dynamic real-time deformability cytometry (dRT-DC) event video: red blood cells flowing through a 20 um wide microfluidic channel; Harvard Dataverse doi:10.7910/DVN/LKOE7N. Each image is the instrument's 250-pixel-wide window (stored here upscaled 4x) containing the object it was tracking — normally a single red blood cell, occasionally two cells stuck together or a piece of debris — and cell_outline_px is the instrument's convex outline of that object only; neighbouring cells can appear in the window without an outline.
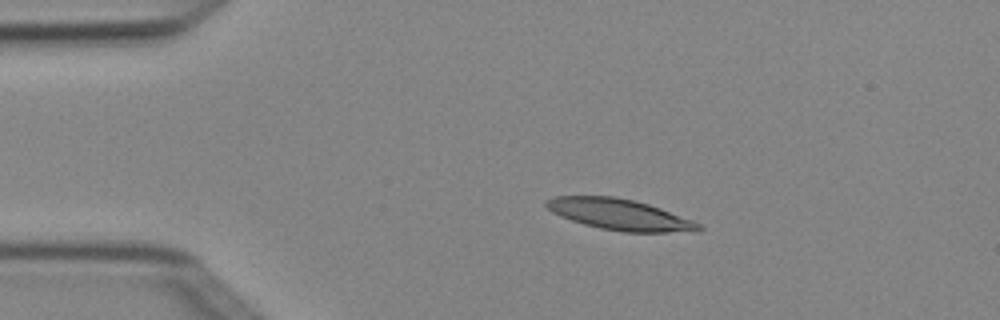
{"species": "Egyptian fruit bat (a non-hibernating species)", "species_latin": "Rousettus aegyptiacus", "temperature_condition": "cold", "stored_images_in_passage": 3, "camera_frame_rate_fps": 3000, "um_per_image_px": 0.085, "animal": {"sex": "female"}, "frame": {"image": 1, "passage_image": 2, "time_ms": 0.333, "image_size_px": [1000, 320], "cell_outline_px": [[704, 228], [696, 232], [624, 232], [600, 228], [584, 224], [560, 216], [552, 212], [544, 204], [544, 200], [552, 196], [612, 196], [636, 200], [660, 208], [692, 220], [700, 224]], "centroid_in_image_um": [52.67, 18.23], "position_along_channel_um": 32.3, "area_um2": 27.57}}